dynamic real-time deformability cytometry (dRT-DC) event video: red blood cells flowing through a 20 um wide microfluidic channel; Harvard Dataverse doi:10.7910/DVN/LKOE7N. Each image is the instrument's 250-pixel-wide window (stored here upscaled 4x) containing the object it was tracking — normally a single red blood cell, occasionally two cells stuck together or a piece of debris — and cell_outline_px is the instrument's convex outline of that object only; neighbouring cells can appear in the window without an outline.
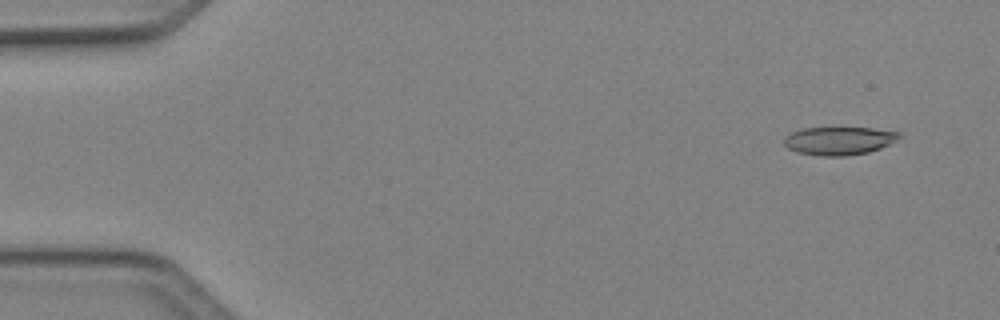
{"species": "Egyptian fruit bat (a non-hibernating species)", "species_latin": "Rousettus aegyptiacus", "temperature_condition": "cold", "stored_images_in_passage": 5, "camera_frame_rate_fps": 3000, "um_per_image_px": 0.085, "animal": {"sex": "female"}, "frame": {"image": 1, "passage_image": 2, "time_ms": 0.333, "image_size_px": [1000, 320], "cell_outline_px": [[900, 136], [896, 140], [880, 148], [868, 152], [844, 156], [820, 156], [796, 152], [788, 148], [784, 144], [784, 136], [792, 132], [804, 128], [872, 128], [900, 132]], "centroid_in_image_um": [71.28, 11.97], "position_along_channel_um": 13.7, "area_um2": 18.79}}